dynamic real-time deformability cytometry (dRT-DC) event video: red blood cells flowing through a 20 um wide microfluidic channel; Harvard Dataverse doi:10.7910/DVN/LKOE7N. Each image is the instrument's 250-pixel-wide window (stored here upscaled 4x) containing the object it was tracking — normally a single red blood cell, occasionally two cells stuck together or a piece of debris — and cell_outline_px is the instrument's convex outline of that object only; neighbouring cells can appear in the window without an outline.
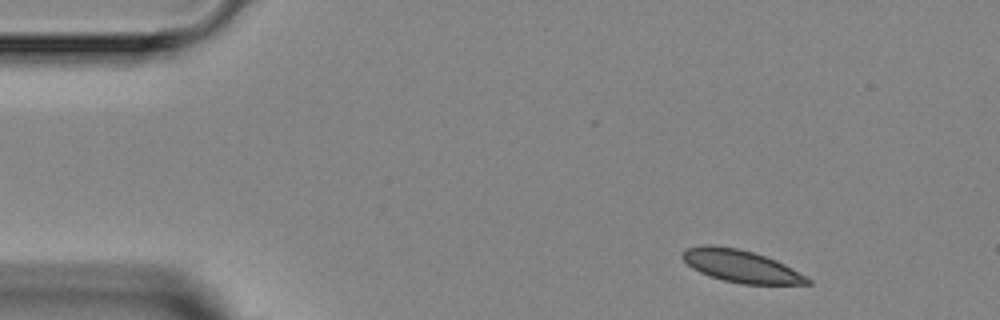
{"species": "Egyptian fruit bat (a non-hibernating species)", "species_latin": "Rousettus aegyptiacus", "temperature_condition": "room temperature", "stored_images_in_passage": 5, "camera_frame_rate_fps": 3000, "um_per_image_px": 0.085, "animal": {"sex": "female"}, "frame": {"image": 1, "passage_image": 5, "time_ms": 4.667, "image_size_px": [1000, 320], "cell_outline_px": [[812, 284], [740, 284], [724, 280], [700, 272], [692, 268], [680, 256], [680, 252], [684, 248], [704, 244], [712, 244], [740, 248], [776, 260], [808, 276], [812, 280]], "centroid_in_image_um": [62.96, 22.6], "position_along_channel_um": 22.0, "area_um2": 23.81}}